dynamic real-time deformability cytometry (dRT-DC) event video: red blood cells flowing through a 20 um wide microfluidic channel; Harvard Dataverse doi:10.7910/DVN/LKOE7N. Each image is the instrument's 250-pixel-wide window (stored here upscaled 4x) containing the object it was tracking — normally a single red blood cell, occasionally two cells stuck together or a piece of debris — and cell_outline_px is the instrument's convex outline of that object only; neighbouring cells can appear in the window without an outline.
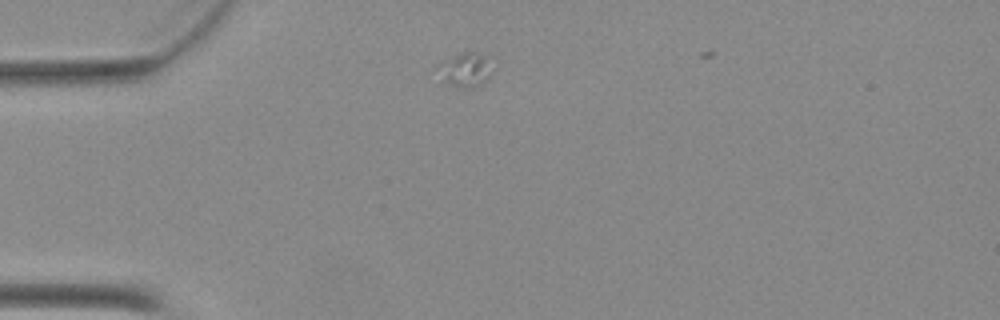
{"species": "Egyptian fruit bat (a non-hibernating species)", "species_latin": "Rousettus aegyptiacus", "temperature_condition": "warm", "stored_images_in_passage": 10, "camera_frame_rate_fps": 3000, "um_per_image_px": 0.085, "animal": {"sex": "female"}, "frame": {"image": 1, "passage_image": 3, "time_ms": 0.667, "image_size_px": [1000, 320], "cell_outline_px": [[492, 72], [488, 80], [476, 88], [460, 88], [444, 84], [432, 68], [436, 64], [464, 52], [472, 52], [480, 56], [484, 60]], "centroid_in_image_um": [39.4, 6.03], "position_along_channel_um": 45.6, "area_um2": 10.92}}